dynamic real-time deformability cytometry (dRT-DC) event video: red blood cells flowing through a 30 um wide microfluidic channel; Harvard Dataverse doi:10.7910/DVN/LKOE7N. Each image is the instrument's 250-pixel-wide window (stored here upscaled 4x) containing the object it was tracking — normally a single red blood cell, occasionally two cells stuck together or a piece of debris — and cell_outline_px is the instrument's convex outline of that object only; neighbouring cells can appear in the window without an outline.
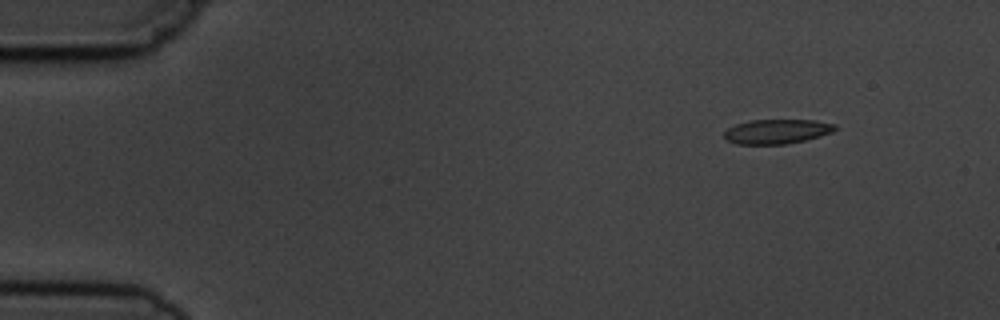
{"species": "common noctule bat (a hibernating species)", "species_latin": "Nyctalus noctula", "temperature_condition": "cold", "stored_images_in_passage": 5, "camera_frame_rate_fps": 3000, "um_per_image_px": 0.085, "animal": {"sex": "male", "body_mass_g": 19.5, "forearm_length_mm": 54.6}, "frame": {"image": 1, "passage_image": 1, "time_ms": 0.0, "image_size_px": [1000, 320], "cell_outline_px": [[836, 128], [832, 132], [820, 136], [788, 144], [736, 144], [728, 140], [724, 136], [724, 132], [728, 128], [736, 124], [748, 120], [816, 120], [836, 124]], "centroid_in_image_um": [66.04, 11.17], "position_along_channel_um": 19.0, "area_um2": 15.84}}
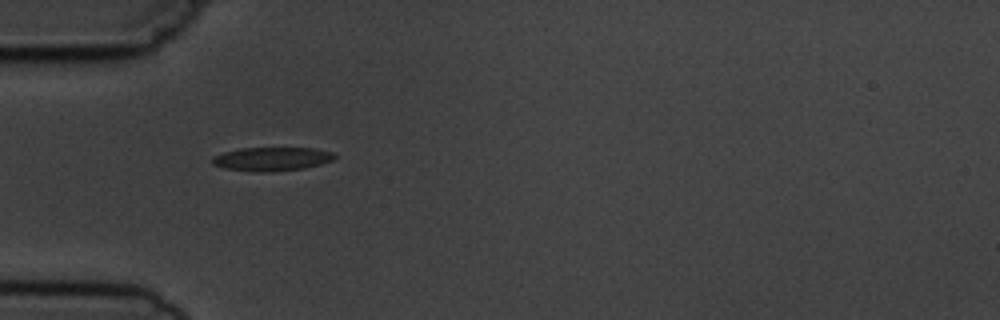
{"frame": {"image": 2, "passage_image": 4, "time_ms": 3.667, "image_size_px": [1000, 320], "cell_outline_px": [[336, 156], [332, 160], [320, 164], [304, 168], [272, 172], [252, 172], [224, 168], [212, 164], [212, 156], [224, 152], [240, 148], [316, 148], [336, 152]], "centroid_in_image_um": [23.11, 13.51], "position_along_channel_um": 61.9, "area_um2": 17.11}}
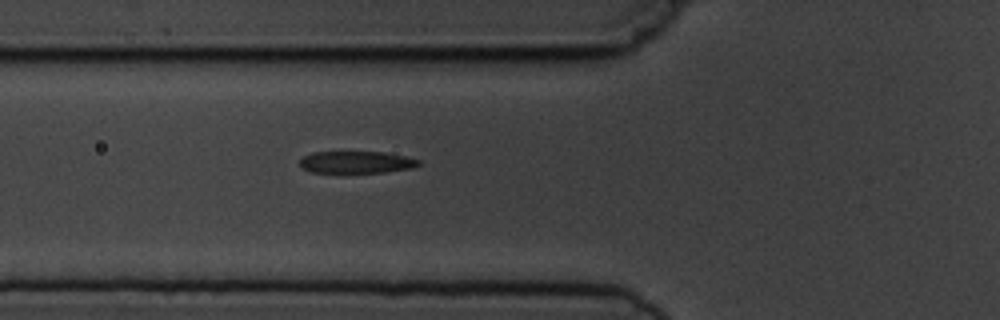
{"frame": {"image": 3, "passage_image": 5, "time_ms": 4.667, "image_size_px": [1000, 320], "cell_outline_px": [[420, 164], [412, 168], [384, 172], [312, 172], [304, 168], [300, 164], [300, 160], [304, 156], [312, 152], [384, 152], [404, 156], [420, 160]], "centroid_in_image_um": [30.31, 13.78], "position_along_channel_um": 95.5, "area_um2": 15.03}}